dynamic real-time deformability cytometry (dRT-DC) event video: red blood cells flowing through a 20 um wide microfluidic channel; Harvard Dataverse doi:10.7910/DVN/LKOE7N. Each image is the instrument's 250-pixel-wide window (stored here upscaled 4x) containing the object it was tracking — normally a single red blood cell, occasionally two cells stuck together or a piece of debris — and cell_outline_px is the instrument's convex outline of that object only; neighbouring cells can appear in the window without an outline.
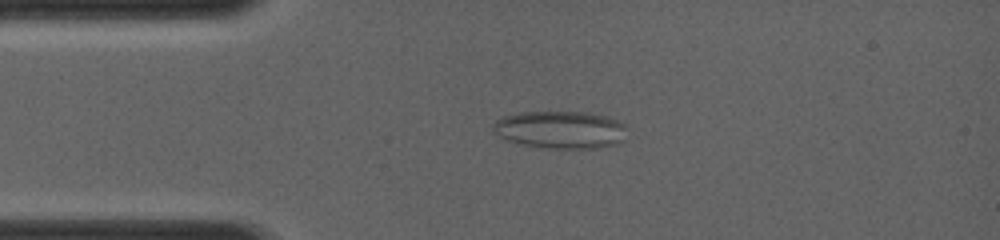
{"species": "common noctule bat (a hibernating species)", "species_latin": "Nyctalus noctula", "temperature_condition": "room temperature", "stored_images_in_passage": 12, "camera_frame_rate_fps": 4000, "um_per_image_px": 0.085, "animal": {"sex": "female", "body_mass_g": 19.0, "forearm_length_mm": 56.7}, "frame": {"image": 1, "passage_image": 9, "time_ms": 2.75, "image_size_px": [1000, 240], "cell_outline_px": [[628, 128], [624, 140], [620, 144], [596, 148], [548, 148], [520, 144], [504, 140], [492, 132], [492, 124], [500, 116], [524, 112], [588, 112], [604, 116], [616, 120], [624, 124]], "centroid_in_image_um": [47.62, 11.03], "position_along_channel_um": 37.4, "area_um2": 29.77}}